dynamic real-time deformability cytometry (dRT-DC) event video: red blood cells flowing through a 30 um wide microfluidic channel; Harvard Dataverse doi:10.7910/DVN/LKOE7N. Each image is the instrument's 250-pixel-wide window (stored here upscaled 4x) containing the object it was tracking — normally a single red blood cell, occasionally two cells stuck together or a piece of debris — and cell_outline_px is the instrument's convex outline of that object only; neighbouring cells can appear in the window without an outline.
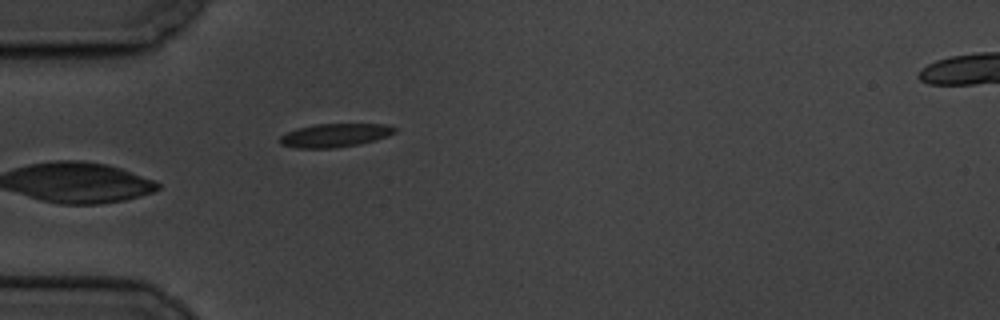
{"species": "common noctule bat (a hibernating species)", "species_latin": "Nyctalus noctula", "temperature_condition": "cold", "stored_images_in_passage": 6, "camera_frame_rate_fps": 3000, "um_per_image_px": 0.085, "animal": {"sex": "male", "body_mass_g": 19.5, "forearm_length_mm": 54.6}, "frame": {"image": 1, "passage_image": 6, "time_ms": 6.0, "image_size_px": [1000, 320], "cell_outline_px": [[396, 132], [388, 136], [376, 140], [360, 144], [336, 148], [296, 148], [280, 144], [280, 136], [296, 128], [312, 124], [388, 124], [396, 128]], "centroid_in_image_um": [28.48, 11.5], "position_along_channel_um": 56.5, "area_um2": 15.9}}